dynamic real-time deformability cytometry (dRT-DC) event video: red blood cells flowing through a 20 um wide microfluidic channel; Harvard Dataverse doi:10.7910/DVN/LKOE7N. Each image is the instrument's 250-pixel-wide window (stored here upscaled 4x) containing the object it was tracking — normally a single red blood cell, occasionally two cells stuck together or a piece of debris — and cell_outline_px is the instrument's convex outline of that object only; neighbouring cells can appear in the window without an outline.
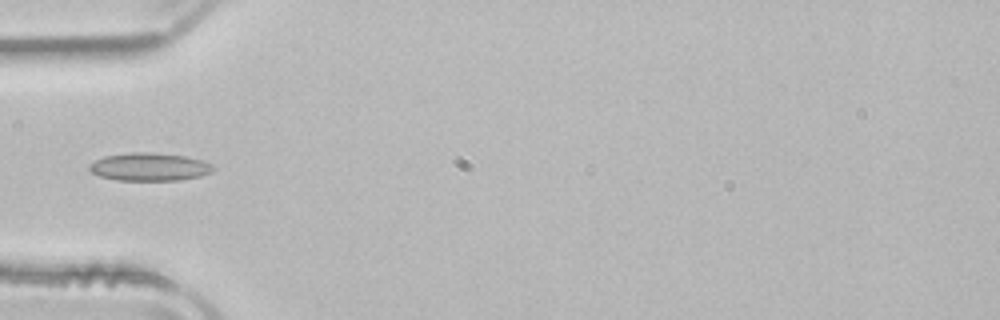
{"species": "common noctule bat (a hibernating species)", "species_latin": "Nyctalus noctula", "temperature_condition": "room temperature", "stored_images_in_passage": 4, "camera_frame_rate_fps": 3000, "um_per_image_px": 0.085, "animal": {"sex": "male", "body_mass_g": 21.5, "forearm_length_mm": 52.0}, "frame": {"image": 1, "passage_image": 4, "time_ms": 1.0, "image_size_px": [1000, 320], "cell_outline_px": [[216, 168], [212, 172], [200, 176], [180, 180], [116, 180], [100, 176], [92, 172], [88, 168], [88, 164], [104, 156], [132, 152], [152, 152], [184, 156], [200, 160], [212, 164]], "centroid_in_image_um": [12.7, 14.18], "position_along_channel_um": 72.3, "area_um2": 20.17}}